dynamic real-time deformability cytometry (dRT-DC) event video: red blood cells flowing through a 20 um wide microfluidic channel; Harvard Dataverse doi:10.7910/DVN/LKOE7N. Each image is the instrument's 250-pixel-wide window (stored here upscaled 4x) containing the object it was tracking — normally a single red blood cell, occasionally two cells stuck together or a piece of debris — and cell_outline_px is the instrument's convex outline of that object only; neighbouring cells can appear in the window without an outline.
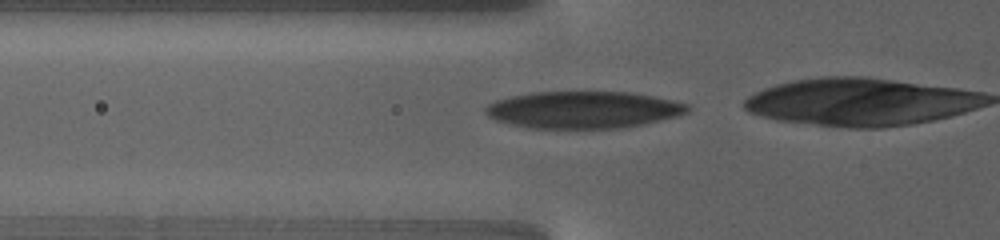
{"species": "human", "species_latin": "Homo sapiens", "temperature_condition": "warm", "stored_images_in_passage": 39, "camera_frame_rate_fps": 3000, "um_per_image_px": 0.085, "donor": {"sex": "female"}, "frame": {"image": 1, "passage_image": 35, "time_ms": 6.0, "image_size_px": [1000, 240], "cell_outline_px": [[688, 112], [676, 116], [644, 124], [620, 128], [524, 128], [496, 120], [488, 116], [484, 112], [484, 108], [488, 104], [496, 100], [512, 96], [532, 92], [632, 92], [672, 100], [688, 104]], "centroid_in_image_um": [49.54, 9.33], "position_along_channel_um": 76.3, "area_um2": 43.58}}